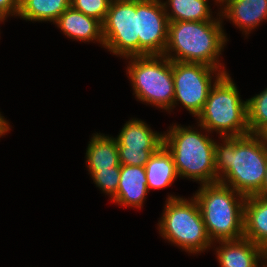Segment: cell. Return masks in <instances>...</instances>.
I'll use <instances>...</instances> for the list:
<instances>
[{
	"mask_svg": "<svg viewBox=\"0 0 267 267\" xmlns=\"http://www.w3.org/2000/svg\"><path fill=\"white\" fill-rule=\"evenodd\" d=\"M147 188L163 189L178 178L172 154L162 145L146 163Z\"/></svg>",
	"mask_w": 267,
	"mask_h": 267,
	"instance_id": "18",
	"label": "cell"
},
{
	"mask_svg": "<svg viewBox=\"0 0 267 267\" xmlns=\"http://www.w3.org/2000/svg\"><path fill=\"white\" fill-rule=\"evenodd\" d=\"M200 186L193 197L198 202L206 232L212 243L242 238L246 196L220 182Z\"/></svg>",
	"mask_w": 267,
	"mask_h": 267,
	"instance_id": "4",
	"label": "cell"
},
{
	"mask_svg": "<svg viewBox=\"0 0 267 267\" xmlns=\"http://www.w3.org/2000/svg\"><path fill=\"white\" fill-rule=\"evenodd\" d=\"M10 128V123L5 119L4 116H2L0 112V137L7 134L11 130Z\"/></svg>",
	"mask_w": 267,
	"mask_h": 267,
	"instance_id": "26",
	"label": "cell"
},
{
	"mask_svg": "<svg viewBox=\"0 0 267 267\" xmlns=\"http://www.w3.org/2000/svg\"><path fill=\"white\" fill-rule=\"evenodd\" d=\"M162 217L158 221L160 236L189 254L205 252L213 246L203 222L198 202L172 194L166 198ZM212 245V246H211Z\"/></svg>",
	"mask_w": 267,
	"mask_h": 267,
	"instance_id": "6",
	"label": "cell"
},
{
	"mask_svg": "<svg viewBox=\"0 0 267 267\" xmlns=\"http://www.w3.org/2000/svg\"><path fill=\"white\" fill-rule=\"evenodd\" d=\"M85 158L90 175L95 170L121 167L116 138L102 133L91 137Z\"/></svg>",
	"mask_w": 267,
	"mask_h": 267,
	"instance_id": "17",
	"label": "cell"
},
{
	"mask_svg": "<svg viewBox=\"0 0 267 267\" xmlns=\"http://www.w3.org/2000/svg\"><path fill=\"white\" fill-rule=\"evenodd\" d=\"M246 100L250 134H259L267 126V88Z\"/></svg>",
	"mask_w": 267,
	"mask_h": 267,
	"instance_id": "21",
	"label": "cell"
},
{
	"mask_svg": "<svg viewBox=\"0 0 267 267\" xmlns=\"http://www.w3.org/2000/svg\"><path fill=\"white\" fill-rule=\"evenodd\" d=\"M115 138L118 148L158 150L163 145V133L136 118L127 121Z\"/></svg>",
	"mask_w": 267,
	"mask_h": 267,
	"instance_id": "16",
	"label": "cell"
},
{
	"mask_svg": "<svg viewBox=\"0 0 267 267\" xmlns=\"http://www.w3.org/2000/svg\"><path fill=\"white\" fill-rule=\"evenodd\" d=\"M222 74L220 69L201 63L173 61L175 92L172 109L180 102L193 117H197L206 103L209 90Z\"/></svg>",
	"mask_w": 267,
	"mask_h": 267,
	"instance_id": "8",
	"label": "cell"
},
{
	"mask_svg": "<svg viewBox=\"0 0 267 267\" xmlns=\"http://www.w3.org/2000/svg\"><path fill=\"white\" fill-rule=\"evenodd\" d=\"M221 18L228 19L245 33V37L267 20V0H235L221 12Z\"/></svg>",
	"mask_w": 267,
	"mask_h": 267,
	"instance_id": "14",
	"label": "cell"
},
{
	"mask_svg": "<svg viewBox=\"0 0 267 267\" xmlns=\"http://www.w3.org/2000/svg\"><path fill=\"white\" fill-rule=\"evenodd\" d=\"M235 0H215V4L218 5L221 7L219 9H221L220 11H218L219 13L231 2H233Z\"/></svg>",
	"mask_w": 267,
	"mask_h": 267,
	"instance_id": "28",
	"label": "cell"
},
{
	"mask_svg": "<svg viewBox=\"0 0 267 267\" xmlns=\"http://www.w3.org/2000/svg\"><path fill=\"white\" fill-rule=\"evenodd\" d=\"M261 267H267V260L265 261V263L262 264Z\"/></svg>",
	"mask_w": 267,
	"mask_h": 267,
	"instance_id": "30",
	"label": "cell"
},
{
	"mask_svg": "<svg viewBox=\"0 0 267 267\" xmlns=\"http://www.w3.org/2000/svg\"><path fill=\"white\" fill-rule=\"evenodd\" d=\"M244 238L267 252V197L247 196L244 203Z\"/></svg>",
	"mask_w": 267,
	"mask_h": 267,
	"instance_id": "15",
	"label": "cell"
},
{
	"mask_svg": "<svg viewBox=\"0 0 267 267\" xmlns=\"http://www.w3.org/2000/svg\"><path fill=\"white\" fill-rule=\"evenodd\" d=\"M90 177L96 187L111 199L116 195L120 181V167L95 170Z\"/></svg>",
	"mask_w": 267,
	"mask_h": 267,
	"instance_id": "22",
	"label": "cell"
},
{
	"mask_svg": "<svg viewBox=\"0 0 267 267\" xmlns=\"http://www.w3.org/2000/svg\"><path fill=\"white\" fill-rule=\"evenodd\" d=\"M216 14L211 21H169L163 55L171 61L201 63L227 73L219 57L228 39L223 19L219 12Z\"/></svg>",
	"mask_w": 267,
	"mask_h": 267,
	"instance_id": "2",
	"label": "cell"
},
{
	"mask_svg": "<svg viewBox=\"0 0 267 267\" xmlns=\"http://www.w3.org/2000/svg\"><path fill=\"white\" fill-rule=\"evenodd\" d=\"M148 192L145 167L121 165L117 193L111 201L123 207L141 209Z\"/></svg>",
	"mask_w": 267,
	"mask_h": 267,
	"instance_id": "12",
	"label": "cell"
},
{
	"mask_svg": "<svg viewBox=\"0 0 267 267\" xmlns=\"http://www.w3.org/2000/svg\"><path fill=\"white\" fill-rule=\"evenodd\" d=\"M136 99L170 113L174 98L173 61L164 55L125 58Z\"/></svg>",
	"mask_w": 267,
	"mask_h": 267,
	"instance_id": "7",
	"label": "cell"
},
{
	"mask_svg": "<svg viewBox=\"0 0 267 267\" xmlns=\"http://www.w3.org/2000/svg\"><path fill=\"white\" fill-rule=\"evenodd\" d=\"M71 0H20L18 17L26 21L56 22Z\"/></svg>",
	"mask_w": 267,
	"mask_h": 267,
	"instance_id": "19",
	"label": "cell"
},
{
	"mask_svg": "<svg viewBox=\"0 0 267 267\" xmlns=\"http://www.w3.org/2000/svg\"><path fill=\"white\" fill-rule=\"evenodd\" d=\"M157 150L118 148L121 165L145 166Z\"/></svg>",
	"mask_w": 267,
	"mask_h": 267,
	"instance_id": "24",
	"label": "cell"
},
{
	"mask_svg": "<svg viewBox=\"0 0 267 267\" xmlns=\"http://www.w3.org/2000/svg\"><path fill=\"white\" fill-rule=\"evenodd\" d=\"M112 0H71L70 6L83 14L104 22Z\"/></svg>",
	"mask_w": 267,
	"mask_h": 267,
	"instance_id": "23",
	"label": "cell"
},
{
	"mask_svg": "<svg viewBox=\"0 0 267 267\" xmlns=\"http://www.w3.org/2000/svg\"><path fill=\"white\" fill-rule=\"evenodd\" d=\"M104 47L117 57L139 56L137 0H112L102 23Z\"/></svg>",
	"mask_w": 267,
	"mask_h": 267,
	"instance_id": "9",
	"label": "cell"
},
{
	"mask_svg": "<svg viewBox=\"0 0 267 267\" xmlns=\"http://www.w3.org/2000/svg\"><path fill=\"white\" fill-rule=\"evenodd\" d=\"M162 2L169 21H211L215 19L208 0H166Z\"/></svg>",
	"mask_w": 267,
	"mask_h": 267,
	"instance_id": "20",
	"label": "cell"
},
{
	"mask_svg": "<svg viewBox=\"0 0 267 267\" xmlns=\"http://www.w3.org/2000/svg\"><path fill=\"white\" fill-rule=\"evenodd\" d=\"M198 127L206 133L192 126L172 124L163 133V145L172 154L178 177L197 181L200 185L219 182L215 168L216 141L202 126Z\"/></svg>",
	"mask_w": 267,
	"mask_h": 267,
	"instance_id": "3",
	"label": "cell"
},
{
	"mask_svg": "<svg viewBox=\"0 0 267 267\" xmlns=\"http://www.w3.org/2000/svg\"><path fill=\"white\" fill-rule=\"evenodd\" d=\"M54 24L69 38L84 43L94 41L93 43L97 42L104 47L102 23L71 6L59 16Z\"/></svg>",
	"mask_w": 267,
	"mask_h": 267,
	"instance_id": "13",
	"label": "cell"
},
{
	"mask_svg": "<svg viewBox=\"0 0 267 267\" xmlns=\"http://www.w3.org/2000/svg\"><path fill=\"white\" fill-rule=\"evenodd\" d=\"M215 143L218 181L244 195H256L262 188L267 168V144L258 134L221 137Z\"/></svg>",
	"mask_w": 267,
	"mask_h": 267,
	"instance_id": "1",
	"label": "cell"
},
{
	"mask_svg": "<svg viewBox=\"0 0 267 267\" xmlns=\"http://www.w3.org/2000/svg\"><path fill=\"white\" fill-rule=\"evenodd\" d=\"M267 144V126L258 134Z\"/></svg>",
	"mask_w": 267,
	"mask_h": 267,
	"instance_id": "29",
	"label": "cell"
},
{
	"mask_svg": "<svg viewBox=\"0 0 267 267\" xmlns=\"http://www.w3.org/2000/svg\"><path fill=\"white\" fill-rule=\"evenodd\" d=\"M256 195L267 197V168H266V173H265V178L262 184V188Z\"/></svg>",
	"mask_w": 267,
	"mask_h": 267,
	"instance_id": "27",
	"label": "cell"
},
{
	"mask_svg": "<svg viewBox=\"0 0 267 267\" xmlns=\"http://www.w3.org/2000/svg\"><path fill=\"white\" fill-rule=\"evenodd\" d=\"M216 242V258L221 267H261L267 260V252L247 238Z\"/></svg>",
	"mask_w": 267,
	"mask_h": 267,
	"instance_id": "11",
	"label": "cell"
},
{
	"mask_svg": "<svg viewBox=\"0 0 267 267\" xmlns=\"http://www.w3.org/2000/svg\"><path fill=\"white\" fill-rule=\"evenodd\" d=\"M20 0H0V21L4 22L9 16H18Z\"/></svg>",
	"mask_w": 267,
	"mask_h": 267,
	"instance_id": "25",
	"label": "cell"
},
{
	"mask_svg": "<svg viewBox=\"0 0 267 267\" xmlns=\"http://www.w3.org/2000/svg\"><path fill=\"white\" fill-rule=\"evenodd\" d=\"M230 74L223 73L209 90L206 103L197 122L210 134L219 137H238L250 134L247 122V100L240 99Z\"/></svg>",
	"mask_w": 267,
	"mask_h": 267,
	"instance_id": "5",
	"label": "cell"
},
{
	"mask_svg": "<svg viewBox=\"0 0 267 267\" xmlns=\"http://www.w3.org/2000/svg\"><path fill=\"white\" fill-rule=\"evenodd\" d=\"M162 0H137L139 56L163 55L168 40V16Z\"/></svg>",
	"mask_w": 267,
	"mask_h": 267,
	"instance_id": "10",
	"label": "cell"
}]
</instances>
